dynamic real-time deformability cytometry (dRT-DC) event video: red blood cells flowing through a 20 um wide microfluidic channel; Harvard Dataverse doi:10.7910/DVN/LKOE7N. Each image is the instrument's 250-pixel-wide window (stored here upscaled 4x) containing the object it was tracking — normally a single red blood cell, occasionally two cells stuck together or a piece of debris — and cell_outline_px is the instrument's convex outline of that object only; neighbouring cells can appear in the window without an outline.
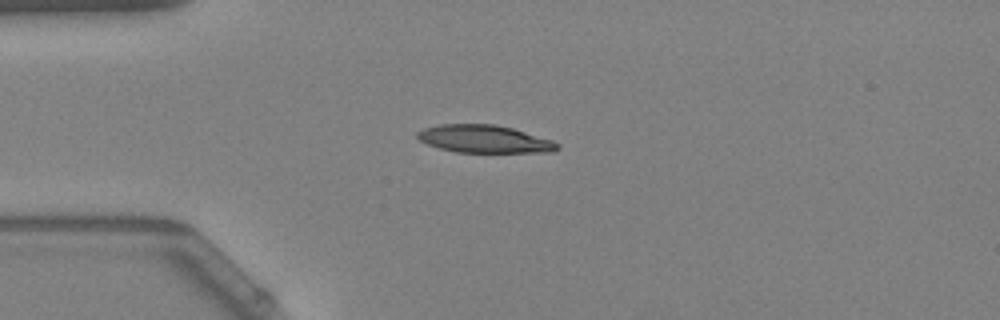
{"species": "Egyptian fruit bat (a non-hibernating species)", "species_latin": "Rousettus aegyptiacus", "temperature_condition": "warm", "stored_images_in_passage": 41, "camera_frame_rate_fps": 3000, "um_per_image_px": 0.085, "animal": {"sex": "female"}, "frame": {"image": 1, "passage_image": 1, "time_ms": 0.0, "image_size_px": [1000, 320], "cell_outline_px": [[560, 148], [552, 152], [456, 152], [440, 148], [428, 144], [420, 140], [416, 136], [416, 132], [424, 128], [440, 124], [496, 124], [512, 128], [552, 140], [560, 144]], "centroid_in_image_um": [41.18, 11.81], "position_along_channel_um": 43.8, "area_um2": 22.54}}
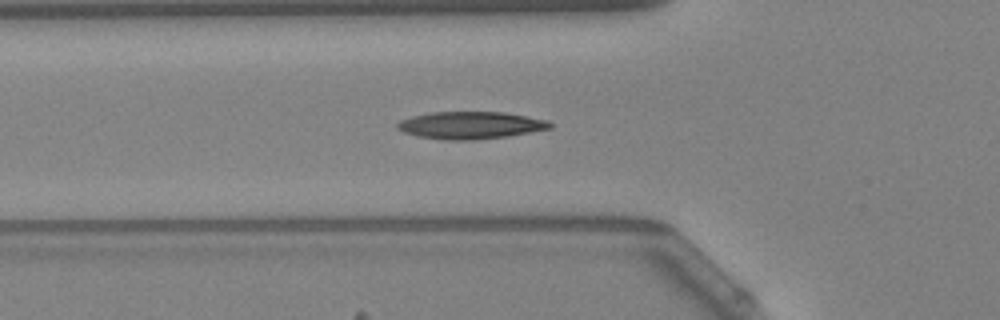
{"frame": {"image": 2, "passage_image": 6, "time_ms": 1.667, "image_size_px": [1000, 320], "cell_outline_px": [[552, 128], [508, 136], [472, 140], [448, 140], [420, 136], [404, 132], [396, 128], [396, 124], [400, 120], [412, 116], [432, 112], [504, 112], [548, 120], [552, 124]], "centroid_in_image_um": [40.0, 10.64], "position_along_channel_um": 85.8, "area_um2": 24.16}}
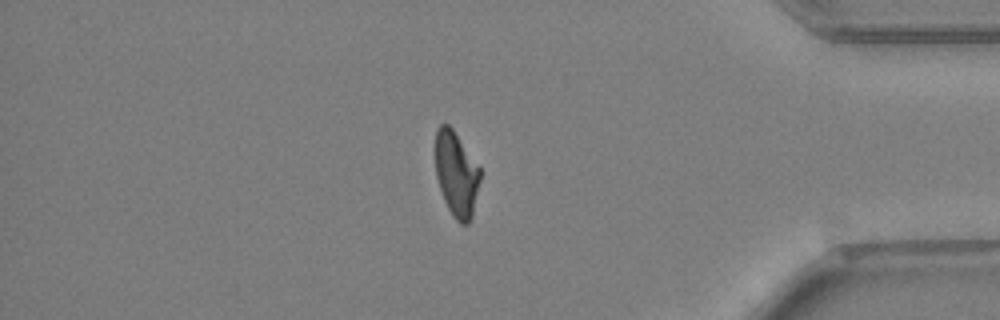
{"frame": {"image": 3, "passage_image": 33, "time_ms": 10.667, "image_size_px": [1000, 320], "cell_outline_px": [[480, 180], [472, 220], [468, 224], [460, 224], [452, 216], [444, 200], [436, 176], [436, 128], [440, 124], [448, 124], [452, 128], [480, 168]], "centroid_in_image_um": [38.8, 14.83], "position_along_channel_um": 396.4, "area_um2": 22.14}, "authors_computed_cell_mechanics": {"area_um2": 22.9466, "velocity_mm_per_s": 3.7965, "shape_relaxation_time_tau1_ms": 6.3941, "shape_relaxation_time_tau2_ms": 3.05, "deformation_change_tau1": 0.2235, "deformation_change_tau2": 0.1141}}